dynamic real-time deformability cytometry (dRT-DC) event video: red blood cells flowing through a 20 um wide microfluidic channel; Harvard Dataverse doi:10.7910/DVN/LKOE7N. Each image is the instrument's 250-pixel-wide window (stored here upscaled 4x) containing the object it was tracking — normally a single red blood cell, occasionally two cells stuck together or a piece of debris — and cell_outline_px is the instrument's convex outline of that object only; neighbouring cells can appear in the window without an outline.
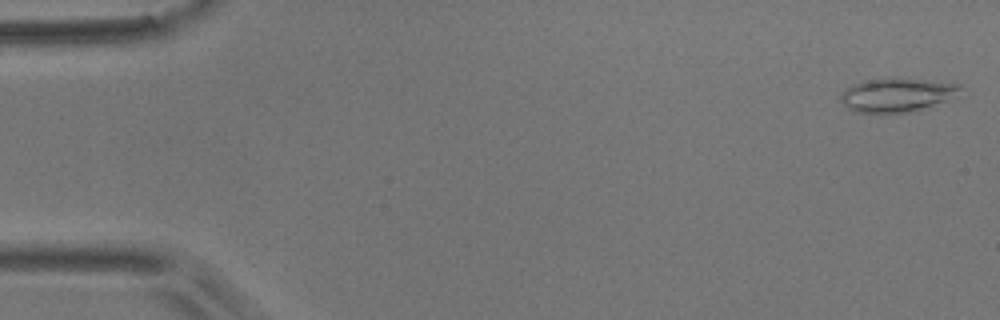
{"species": "common noctule bat (a hibernating species)", "species_latin": "Nyctalus noctula", "temperature_condition": "room temperature", "stored_images_in_passage": 53, "camera_frame_rate_fps": 3000, "um_per_image_px": 0.085, "animal": {"sex": "male", "body_mass_g": 17.9}, "frame": {"image": 1, "passage_image": 2, "time_ms": 0.333, "image_size_px": [1000, 320], "cell_outline_px": [[960, 88], [948, 100], [928, 108], [912, 112], [856, 112], [848, 108], [840, 100], [840, 92], [852, 84], [864, 80], [892, 76], [960, 84]], "centroid_in_image_um": [76.19, 8.05], "position_along_channel_um": 8.8, "area_um2": 23.76}}
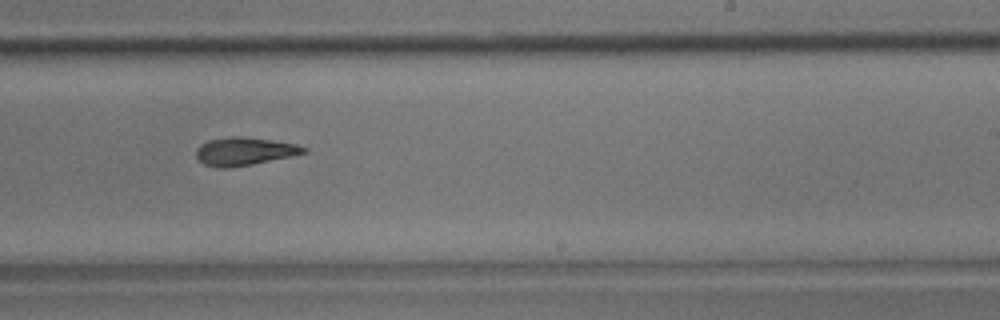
{"frame": {"image": 2, "passage_image": 33, "time_ms": 10.667, "image_size_px": [1000, 320], "cell_outline_px": [[308, 152], [252, 164], [232, 168], [216, 168], [204, 164], [196, 156], [196, 148], [200, 144], [208, 140], [232, 136], [244, 136], [272, 140], [296, 144], [308, 148]], "centroid_in_image_um": [20.75, 12.86], "position_along_channel_um": 268.3, "area_um2": 17.63}}
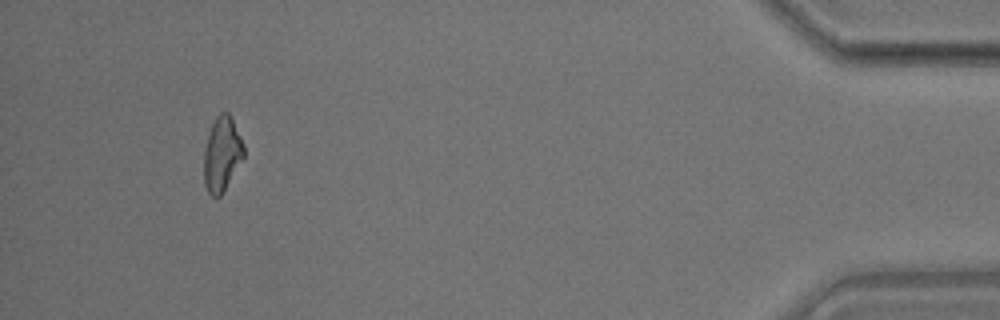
{"frame": {"image": 3, "passage_image": 50, "time_ms": 16.333, "image_size_px": [1000, 320], "cell_outline_px": [[244, 156], [220, 196], [212, 196], [208, 192], [204, 184], [204, 148], [208, 132], [216, 116], [220, 112], [228, 112], [232, 116], [244, 144]], "centroid_in_image_um": [18.86, 13.04], "position_along_channel_um": 416.3, "area_um2": 17.34}, "authors_computed_cell_mechanics": {"area_um2": 17.918, "velocity_mm_per_s": 3.8073, "shape_relaxation_time_tau1_ms": null, "shape_relaxation_time_tau2_ms": 5.9274, "deformation_change_tau1": null, "deformation_change_tau2": 0.1617}}